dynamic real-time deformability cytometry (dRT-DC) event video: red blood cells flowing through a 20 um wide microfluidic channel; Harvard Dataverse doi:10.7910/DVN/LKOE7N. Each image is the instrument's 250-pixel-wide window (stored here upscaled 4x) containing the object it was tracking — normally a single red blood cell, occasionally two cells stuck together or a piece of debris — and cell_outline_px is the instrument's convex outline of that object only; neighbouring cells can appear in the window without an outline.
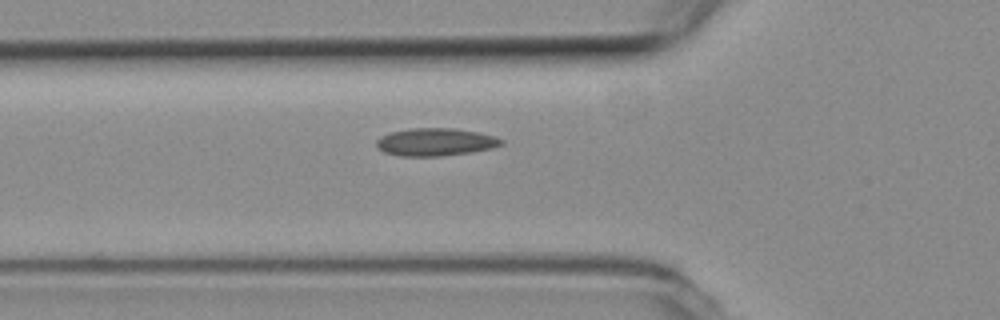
{"species": "common noctule bat (a hibernating species)", "species_latin": "Nyctalus noctula", "temperature_condition": "room temperature", "stored_images_in_passage": 35, "camera_frame_rate_fps": 3000, "um_per_image_px": 0.085, "animal": {"sex": "female", "body_mass_g": 19.3, "forearm_length_mm": 54.1}, "frame": {"image": 1, "passage_image": 2, "time_ms": 0.333, "image_size_px": [1000, 320], "cell_outline_px": [[504, 144], [492, 148], [472, 152], [440, 156], [400, 156], [384, 152], [376, 144], [376, 140], [380, 136], [392, 132], [408, 128], [456, 128], [480, 132], [496, 136], [504, 140]], "centroid_in_image_um": [37.06, 12.06], "position_along_channel_um": 88.7, "area_um2": 20.35}}
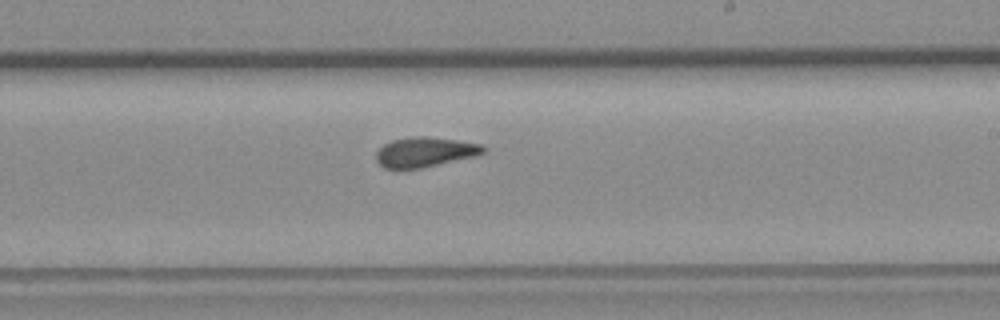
{"frame": {"image": 2, "passage_image": 15, "time_ms": 4.667, "image_size_px": [1000, 320], "cell_outline_px": [[488, 148], [484, 152], [476, 156], [420, 168], [384, 168], [376, 160], [376, 152], [384, 144], [392, 140], [416, 136], [428, 136], [456, 140], [480, 144]], "centroid_in_image_um": [36.13, 12.92], "position_along_channel_um": 252.9, "area_um2": 18.5}}
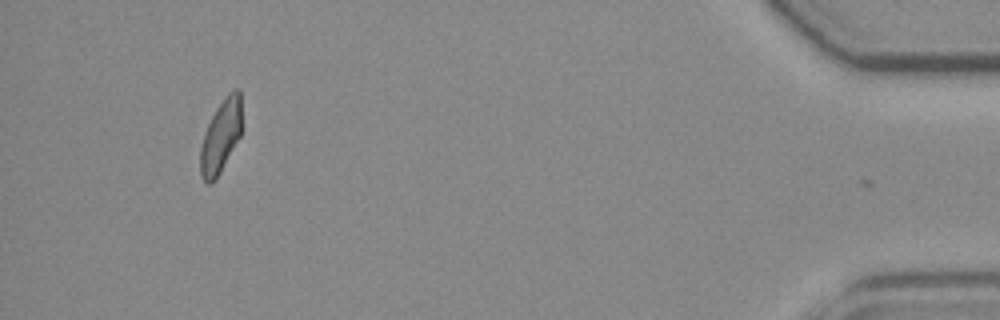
{"frame": {"image": 3, "passage_image": 34, "time_ms": 11.0, "image_size_px": [1000, 320], "cell_outline_px": [[240, 136], [216, 180], [208, 184], [200, 176], [200, 148], [204, 132], [216, 108], [228, 92], [232, 88], [240, 88]], "centroid_in_image_um": [18.74, 11.59], "position_along_channel_um": 416.5, "area_um2": 17.51}}